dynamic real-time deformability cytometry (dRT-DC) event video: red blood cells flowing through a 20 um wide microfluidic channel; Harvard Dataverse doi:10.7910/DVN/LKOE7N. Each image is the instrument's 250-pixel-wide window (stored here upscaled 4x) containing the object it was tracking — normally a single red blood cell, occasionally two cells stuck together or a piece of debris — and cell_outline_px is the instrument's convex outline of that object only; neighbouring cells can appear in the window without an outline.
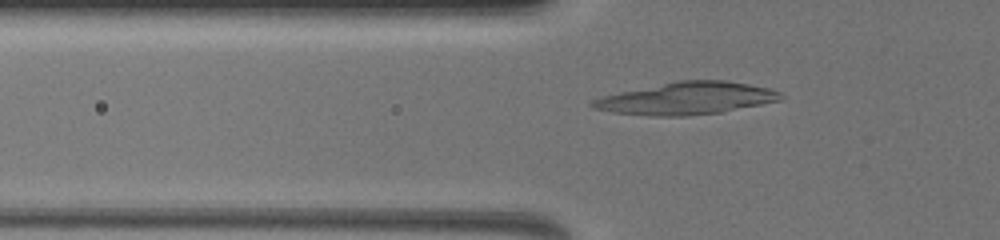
{"species": "common noctule bat (a hibernating species)", "species_latin": "Nyctalus noctula", "temperature_condition": "warm", "stored_images_in_passage": 18, "camera_frame_rate_fps": 3000, "um_per_image_px": 0.085, "animal": {"sex": "female", "body_mass_g": 19.5, "forearm_length_mm": 54.1}, "frame": {"image": 1, "passage_image": 14, "time_ms": 6.0, "image_size_px": [1000, 240], "cell_outline_px": [[784, 96], [780, 100], [720, 112], [688, 116], [656, 116], [612, 112], [592, 108], [588, 104], [592, 100], [600, 96], [680, 80], [728, 80], [768, 88], [780, 92]], "centroid_in_image_um": [58.33, 8.36], "position_along_channel_um": 67.5, "area_um2": 35.14}}
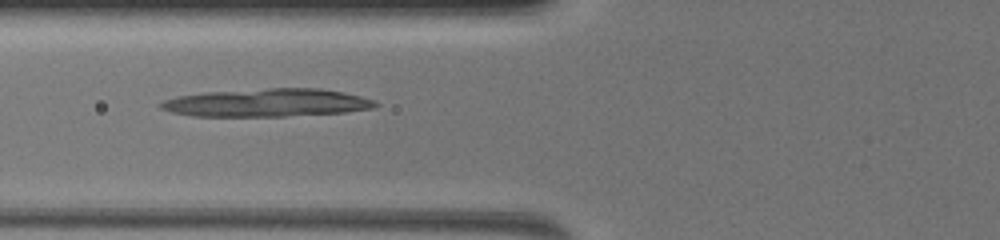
{"frame": {"image": 2, "passage_image": 17, "time_ms": 7.0, "image_size_px": [1000, 240], "cell_outline_px": [[380, 104], [372, 108], [344, 112], [284, 116], [192, 116], [172, 112], [160, 108], [160, 100], [176, 96], [204, 92], [268, 88], [320, 88], [360, 96], [376, 100]], "centroid_in_image_um": [22.65, 8.73], "position_along_channel_um": 103.1, "area_um2": 35.03}}